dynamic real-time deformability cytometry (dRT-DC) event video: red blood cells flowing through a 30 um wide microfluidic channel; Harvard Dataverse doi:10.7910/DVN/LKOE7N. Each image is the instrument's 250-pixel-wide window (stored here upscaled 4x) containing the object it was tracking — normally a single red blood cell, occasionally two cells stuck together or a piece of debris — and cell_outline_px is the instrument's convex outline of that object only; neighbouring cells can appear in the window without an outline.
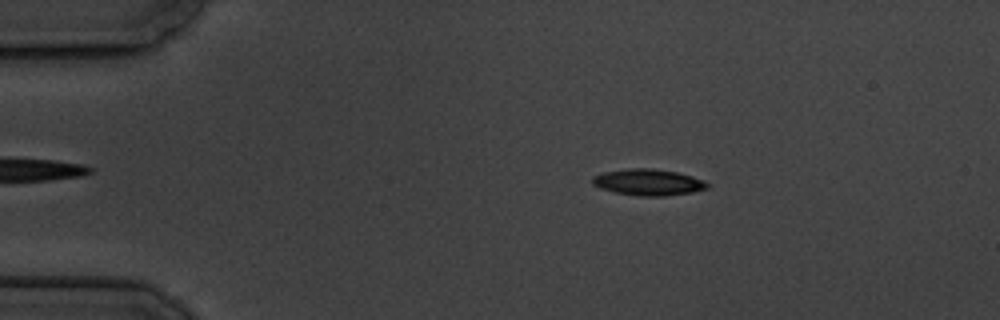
{"species": "common noctule bat (a hibernating species)", "species_latin": "Nyctalus noctula", "temperature_condition": "cold", "stored_images_in_passage": 5, "camera_frame_rate_fps": 3000, "um_per_image_px": 0.085, "animal": {"sex": "male", "body_mass_g": 19.5, "forearm_length_mm": 54.6}, "frame": {"image": 1, "passage_image": 3, "time_ms": 2.333, "image_size_px": [1000, 320], "cell_outline_px": [[712, 184], [708, 188], [692, 192], [664, 196], [640, 196], [616, 192], [600, 188], [592, 184], [592, 176], [604, 172], [628, 168], [652, 168], [676, 172], [692, 176], [704, 180]], "centroid_in_image_um": [55.12, 15.48], "position_along_channel_um": 29.9, "area_um2": 17.69}}